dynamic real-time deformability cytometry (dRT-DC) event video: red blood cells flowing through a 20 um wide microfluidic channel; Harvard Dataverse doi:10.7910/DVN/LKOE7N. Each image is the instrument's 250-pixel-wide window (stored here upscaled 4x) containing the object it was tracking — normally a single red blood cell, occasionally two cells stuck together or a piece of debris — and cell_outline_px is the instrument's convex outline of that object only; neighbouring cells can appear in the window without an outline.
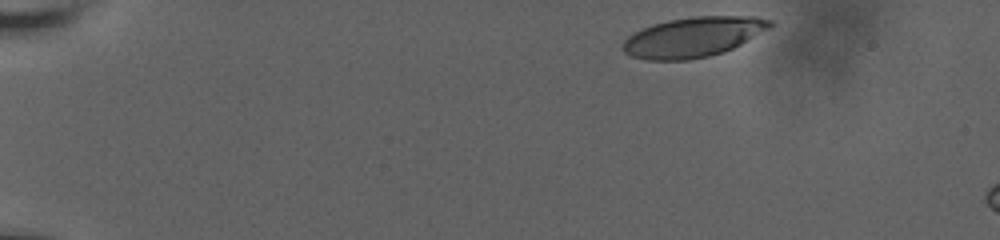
{"species": "human", "species_latin": "Homo sapiens", "temperature_condition": "room temperature", "stored_images_in_passage": 11, "camera_frame_rate_fps": 3000, "um_per_image_px": 0.085, "donor": {"sex": "male"}, "frame": {"image": 1, "passage_image": 2, "time_ms": 0.333, "image_size_px": [1000, 240], "cell_outline_px": [[776, 24], [740, 44], [724, 52], [708, 56], [688, 60], [648, 60], [628, 56], [624, 52], [624, 40], [628, 36], [652, 24], [668, 20], [692, 16], [756, 16], [772, 20]], "centroid_in_image_um": [58.93, 3.14], "position_along_channel_um": 26.1, "area_um2": 34.22}}